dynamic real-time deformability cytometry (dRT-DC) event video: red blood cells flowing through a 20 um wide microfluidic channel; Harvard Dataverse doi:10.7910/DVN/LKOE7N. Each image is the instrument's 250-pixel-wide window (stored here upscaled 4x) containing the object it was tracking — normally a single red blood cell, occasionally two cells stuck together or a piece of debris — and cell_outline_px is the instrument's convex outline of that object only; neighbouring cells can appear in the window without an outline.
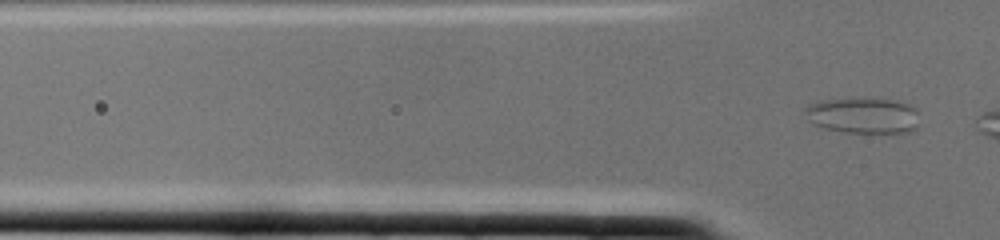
{"species": "common noctule bat (a hibernating species)", "species_latin": "Nyctalus noctula", "temperature_condition": "cold", "stored_images_in_passage": 3, "camera_frame_rate_fps": 3000, "um_per_image_px": 0.085, "animal": {"sex": "female", "body_mass_g": 22.0, "forearm_length_mm": 56.7}, "frame": {"image": 1, "passage_image": 3, "time_ms": 0.667, "image_size_px": [1000, 240], "cell_outline_px": [[916, 112], [912, 128], [908, 132], [844, 132], [824, 128], [812, 124], [808, 120], [804, 112], [804, 108], [808, 104], [824, 100], [896, 100], [916, 108]], "centroid_in_image_um": [73.25, 9.83], "position_along_channel_um": 52.6, "area_um2": 22.95}}